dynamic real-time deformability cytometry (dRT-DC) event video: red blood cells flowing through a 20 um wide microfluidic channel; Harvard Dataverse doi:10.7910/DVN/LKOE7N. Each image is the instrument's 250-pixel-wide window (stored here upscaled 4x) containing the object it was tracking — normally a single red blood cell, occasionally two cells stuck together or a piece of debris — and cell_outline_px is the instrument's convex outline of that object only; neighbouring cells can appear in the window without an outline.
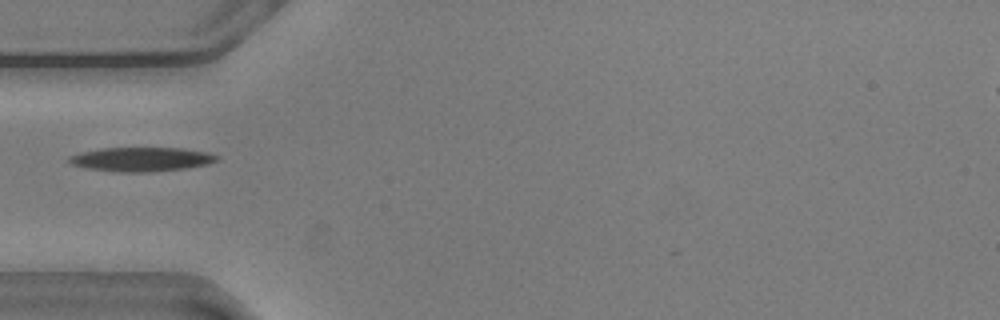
{"species": "common noctule bat (a hibernating species)", "species_latin": "Nyctalus noctula", "temperature_condition": "warm", "stored_images_in_passage": 39, "camera_frame_rate_fps": 3000, "um_per_image_px": 0.085, "animal": {"sex": "male", "body_mass_g": 20.5, "forearm_length_mm": 52.5}, "frame": {"image": 1, "passage_image": 1, "time_ms": 0.0, "image_size_px": [1000, 320], "cell_outline_px": [[220, 160], [208, 164], [184, 168], [152, 172], [116, 172], [84, 168], [72, 164], [68, 160], [68, 156], [80, 152], [100, 148], [184, 148], [208, 152], [220, 156]], "centroid_in_image_um": [12.02, 13.54], "position_along_channel_um": 73.0, "area_um2": 21.04}}
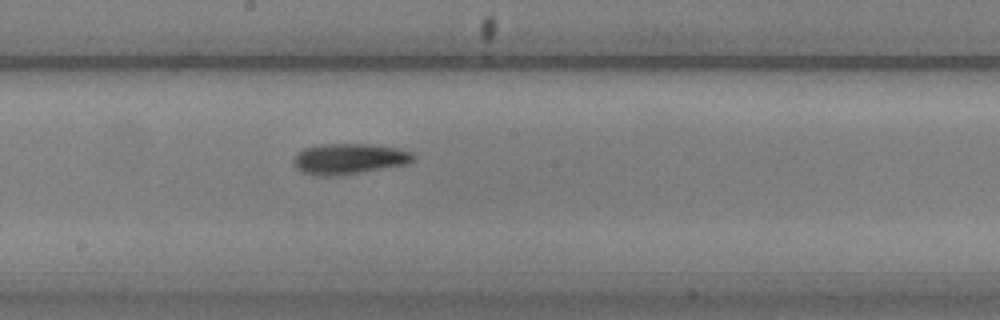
{"frame": {"image": 2, "passage_image": 13, "time_ms": 4.0, "image_size_px": [1000, 320], "cell_outline_px": [[416, 160], [404, 164], [360, 172], [336, 176], [316, 176], [300, 172], [292, 164], [292, 156], [304, 148], [320, 144], [368, 144], [396, 148], [412, 152], [416, 156]], "centroid_in_image_um": [29.59, 13.5], "position_along_channel_um": 218.6, "area_um2": 21.56}}
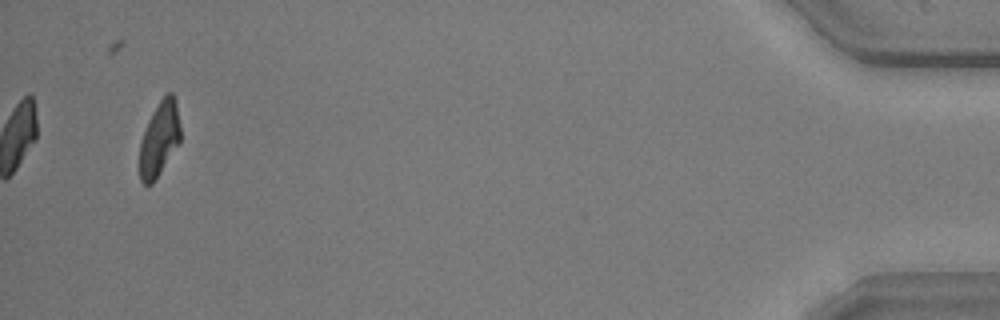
{"frame": {"image": 3, "passage_image": 37, "time_ms": 12.0, "image_size_px": [1000, 320], "cell_outline_px": [[180, 144], [152, 184], [144, 184], [140, 180], [140, 140], [148, 120], [152, 112], [160, 100], [168, 92], [172, 92], [176, 100], [180, 124]], "centroid_in_image_um": [13.56, 11.79], "position_along_channel_um": 421.6, "area_um2": 17.86}}